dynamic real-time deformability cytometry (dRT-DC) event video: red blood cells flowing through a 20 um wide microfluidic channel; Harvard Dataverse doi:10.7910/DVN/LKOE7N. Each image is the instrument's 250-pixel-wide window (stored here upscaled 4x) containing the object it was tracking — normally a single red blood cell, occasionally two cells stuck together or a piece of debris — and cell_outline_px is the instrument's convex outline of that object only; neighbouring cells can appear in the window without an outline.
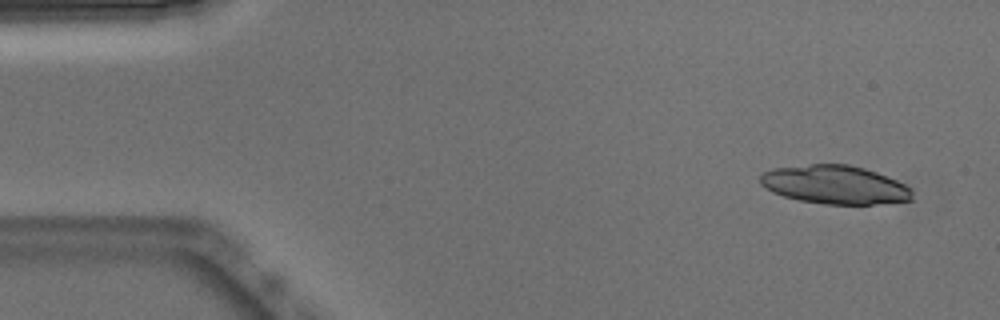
{"species": "Egyptian fruit bat (a non-hibernating species)", "species_latin": "Rousettus aegyptiacus", "temperature_condition": "warm", "stored_images_in_passage": 49, "camera_frame_rate_fps": 3000, "um_per_image_px": 0.085, "animal": {"sex": "male"}, "frame": {"image": 1, "passage_image": 2, "time_ms": 0.333, "image_size_px": [1000, 320], "cell_outline_px": [[912, 200], [872, 204], [824, 204], [800, 200], [784, 196], [772, 192], [760, 184], [760, 176], [764, 172], [772, 168], [808, 164], [848, 164], [864, 168], [876, 172], [896, 180], [912, 188]], "centroid_in_image_um": [70.95, 15.69], "position_along_channel_um": 14.1, "area_um2": 34.1}}